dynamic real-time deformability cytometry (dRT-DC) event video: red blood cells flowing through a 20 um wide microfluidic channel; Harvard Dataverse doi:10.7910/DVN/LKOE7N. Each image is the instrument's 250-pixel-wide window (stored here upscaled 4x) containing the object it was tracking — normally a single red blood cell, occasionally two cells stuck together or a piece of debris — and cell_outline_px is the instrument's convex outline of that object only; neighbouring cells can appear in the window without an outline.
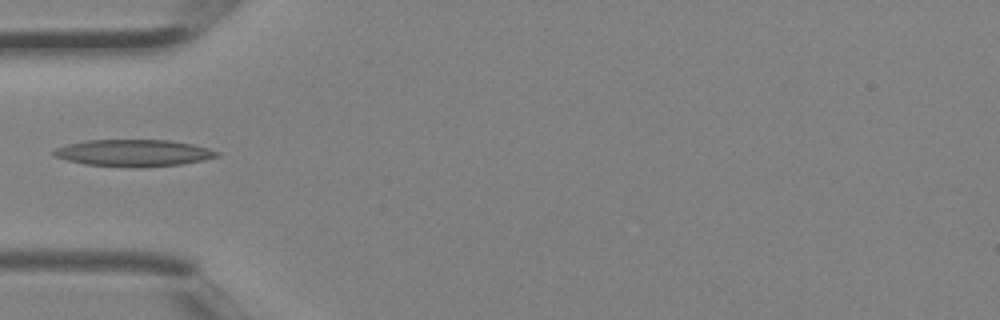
{"species": "Egyptian fruit bat (a non-hibernating species)", "species_latin": "Rousettus aegyptiacus", "temperature_condition": "room temperature", "stored_images_in_passage": 3, "camera_frame_rate_fps": 3000, "um_per_image_px": 0.085, "animal": {"sex": "female"}, "frame": {"image": 1, "passage_image": 3, "time_ms": 0.667, "image_size_px": [1000, 320], "cell_outline_px": [[220, 156], [204, 160], [180, 164], [84, 164], [52, 156], [52, 152], [56, 148], [68, 144], [88, 140], [168, 140], [192, 144], [208, 148], [220, 152]], "centroid_in_image_um": [11.36, 12.94], "position_along_channel_um": 73.6, "area_um2": 24.16}}